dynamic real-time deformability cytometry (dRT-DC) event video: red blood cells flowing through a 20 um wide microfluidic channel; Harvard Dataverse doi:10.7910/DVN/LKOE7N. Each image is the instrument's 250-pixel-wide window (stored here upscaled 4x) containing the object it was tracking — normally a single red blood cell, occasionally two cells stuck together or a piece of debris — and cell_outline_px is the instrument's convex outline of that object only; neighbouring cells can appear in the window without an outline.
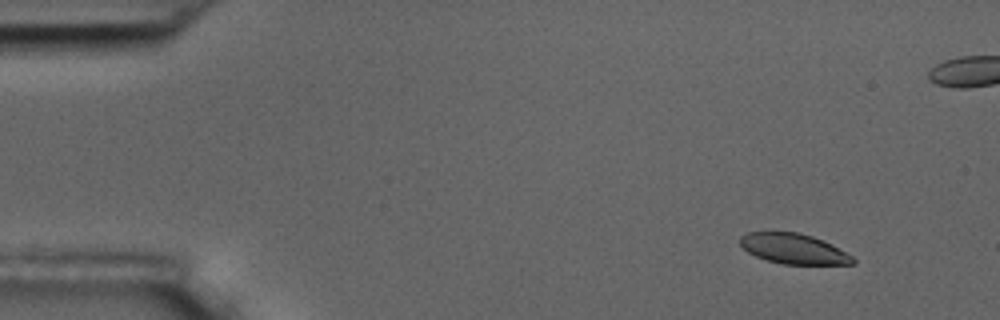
{"species": "common noctule bat (a hibernating species)", "species_latin": "Nyctalus noctula", "temperature_condition": "room temperature", "stored_images_in_passage": 6, "camera_frame_rate_fps": 3000, "um_per_image_px": 0.085, "animal": {"sex": "male", "body_mass_g": 17.5, "forearm_length_mm": 52.3}, "frame": {"image": 1, "passage_image": 2, "time_ms": 1.333, "image_size_px": [1000, 320], "cell_outline_px": [[856, 264], [784, 264], [768, 260], [756, 256], [748, 252], [740, 244], [740, 236], [748, 232], [796, 232], [812, 236], [832, 244], [852, 256], [856, 260]], "centroid_in_image_um": [67.47, 21.14], "position_along_channel_um": 17.5, "area_um2": 19.71}}